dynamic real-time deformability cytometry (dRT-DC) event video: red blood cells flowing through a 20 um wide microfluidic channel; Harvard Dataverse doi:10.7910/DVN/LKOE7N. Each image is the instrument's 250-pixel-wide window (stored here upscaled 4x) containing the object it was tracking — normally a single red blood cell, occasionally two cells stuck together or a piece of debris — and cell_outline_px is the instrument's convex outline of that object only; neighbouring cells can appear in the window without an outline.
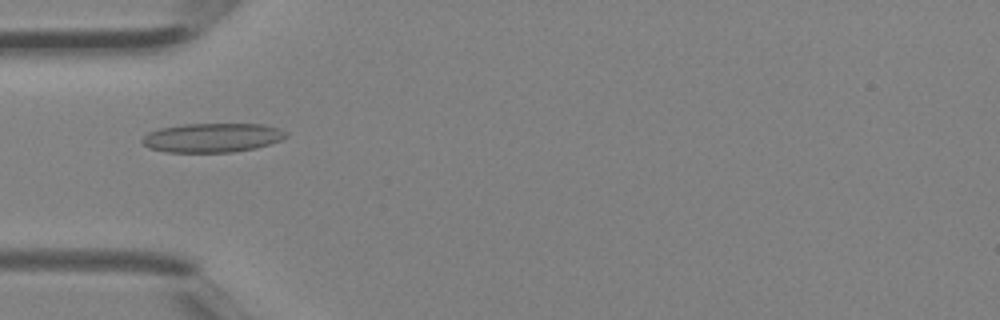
{"species": "Egyptian fruit bat (a non-hibernating species)", "species_latin": "Rousettus aegyptiacus", "temperature_condition": "room temperature", "stored_images_in_passage": 5, "camera_frame_rate_fps": 3000, "um_per_image_px": 0.085, "animal": {"sex": "female"}, "frame": {"image": 1, "passage_image": 4, "time_ms": 1.0, "image_size_px": [1000, 320], "cell_outline_px": [[288, 136], [280, 140], [256, 148], [232, 152], [168, 152], [148, 148], [140, 140], [148, 132], [160, 128], [184, 124], [264, 124], [288, 132]], "centroid_in_image_um": [18.03, 11.7], "position_along_channel_um": 67.0, "area_um2": 24.39}}
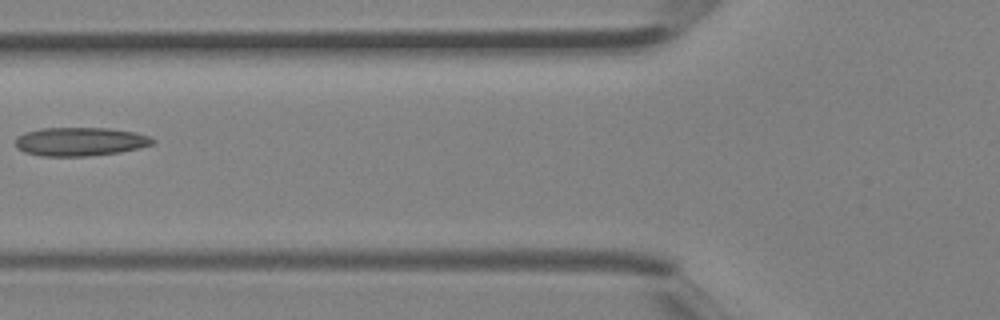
{"frame": {"image": 2, "passage_image": 5, "time_ms": 1.333, "image_size_px": [1000, 320], "cell_outline_px": [[156, 140], [152, 144], [120, 152], [88, 156], [40, 156], [24, 152], [16, 148], [16, 140], [24, 132], [40, 128], [108, 128], [136, 132], [152, 136]], "centroid_in_image_um": [6.82, 12.03], "position_along_channel_um": 119.0, "area_um2": 22.95}}